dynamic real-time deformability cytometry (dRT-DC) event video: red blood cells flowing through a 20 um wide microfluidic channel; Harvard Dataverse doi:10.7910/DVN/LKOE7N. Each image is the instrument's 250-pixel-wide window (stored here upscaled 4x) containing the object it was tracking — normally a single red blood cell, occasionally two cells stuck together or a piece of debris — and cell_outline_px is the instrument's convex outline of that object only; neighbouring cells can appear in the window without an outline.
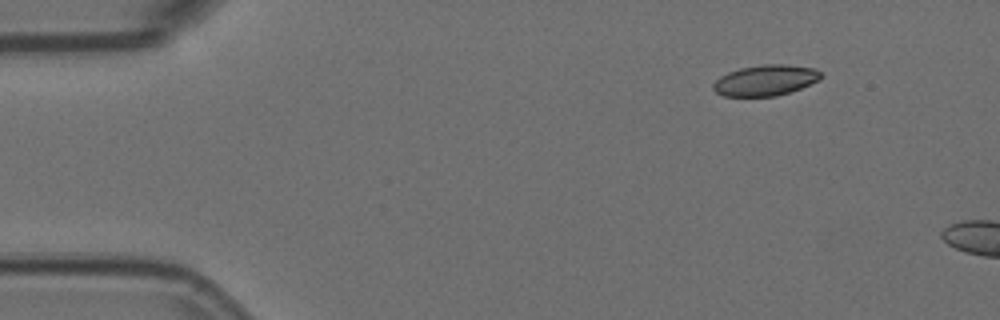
{"species": "Egyptian fruit bat (a non-hibernating species)", "species_latin": "Rousettus aegyptiacus", "temperature_condition": "room temperature", "stored_images_in_passage": 4, "camera_frame_rate_fps": 3000, "um_per_image_px": 0.085, "animal": {"sex": "female"}, "frame": {"image": 1, "passage_image": 1, "time_ms": 0.0, "image_size_px": [1000, 320], "cell_outline_px": [[824, 76], [820, 80], [800, 88], [776, 96], [724, 96], [716, 92], [712, 88], [712, 84], [720, 76], [728, 72], [740, 68], [764, 64], [784, 64], [816, 68]], "centroid_in_image_um": [65.07, 6.82], "position_along_channel_um": 19.9, "area_um2": 19.36}}